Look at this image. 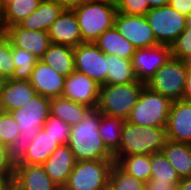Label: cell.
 Masks as SVG:
<instances>
[{
	"label": "cell",
	"instance_id": "1",
	"mask_svg": "<svg viewBox=\"0 0 191 190\" xmlns=\"http://www.w3.org/2000/svg\"><path fill=\"white\" fill-rule=\"evenodd\" d=\"M101 112L90 109L84 118L71 127L67 144L77 161L114 160V155L104 145L98 128Z\"/></svg>",
	"mask_w": 191,
	"mask_h": 190
},
{
	"label": "cell",
	"instance_id": "2",
	"mask_svg": "<svg viewBox=\"0 0 191 190\" xmlns=\"http://www.w3.org/2000/svg\"><path fill=\"white\" fill-rule=\"evenodd\" d=\"M166 141V127L139 126L125 121L119 149L113 154L114 162L123 156L160 152Z\"/></svg>",
	"mask_w": 191,
	"mask_h": 190
},
{
	"label": "cell",
	"instance_id": "3",
	"mask_svg": "<svg viewBox=\"0 0 191 190\" xmlns=\"http://www.w3.org/2000/svg\"><path fill=\"white\" fill-rule=\"evenodd\" d=\"M144 86L143 82L100 85L97 109L102 114L126 121Z\"/></svg>",
	"mask_w": 191,
	"mask_h": 190
},
{
	"label": "cell",
	"instance_id": "4",
	"mask_svg": "<svg viewBox=\"0 0 191 190\" xmlns=\"http://www.w3.org/2000/svg\"><path fill=\"white\" fill-rule=\"evenodd\" d=\"M83 42L94 43L106 30L114 26L116 4L89 1L74 9Z\"/></svg>",
	"mask_w": 191,
	"mask_h": 190
},
{
	"label": "cell",
	"instance_id": "5",
	"mask_svg": "<svg viewBox=\"0 0 191 190\" xmlns=\"http://www.w3.org/2000/svg\"><path fill=\"white\" fill-rule=\"evenodd\" d=\"M172 101L144 86L127 122L139 126L166 127Z\"/></svg>",
	"mask_w": 191,
	"mask_h": 190
},
{
	"label": "cell",
	"instance_id": "6",
	"mask_svg": "<svg viewBox=\"0 0 191 190\" xmlns=\"http://www.w3.org/2000/svg\"><path fill=\"white\" fill-rule=\"evenodd\" d=\"M114 160L77 161L61 190H108Z\"/></svg>",
	"mask_w": 191,
	"mask_h": 190
},
{
	"label": "cell",
	"instance_id": "7",
	"mask_svg": "<svg viewBox=\"0 0 191 190\" xmlns=\"http://www.w3.org/2000/svg\"><path fill=\"white\" fill-rule=\"evenodd\" d=\"M188 66L185 61L171 57L145 83L150 90L169 98L172 102L182 100L186 86Z\"/></svg>",
	"mask_w": 191,
	"mask_h": 190
},
{
	"label": "cell",
	"instance_id": "8",
	"mask_svg": "<svg viewBox=\"0 0 191 190\" xmlns=\"http://www.w3.org/2000/svg\"><path fill=\"white\" fill-rule=\"evenodd\" d=\"M156 41L161 45L171 46L186 29L187 18L171 6L151 8L145 14Z\"/></svg>",
	"mask_w": 191,
	"mask_h": 190
},
{
	"label": "cell",
	"instance_id": "9",
	"mask_svg": "<svg viewBox=\"0 0 191 190\" xmlns=\"http://www.w3.org/2000/svg\"><path fill=\"white\" fill-rule=\"evenodd\" d=\"M10 113L17 122L19 134L34 138L50 115V98L37 93L22 108L12 110Z\"/></svg>",
	"mask_w": 191,
	"mask_h": 190
},
{
	"label": "cell",
	"instance_id": "10",
	"mask_svg": "<svg viewBox=\"0 0 191 190\" xmlns=\"http://www.w3.org/2000/svg\"><path fill=\"white\" fill-rule=\"evenodd\" d=\"M75 71L87 75L99 85L106 84L107 54L95 43L83 42L74 47Z\"/></svg>",
	"mask_w": 191,
	"mask_h": 190
},
{
	"label": "cell",
	"instance_id": "11",
	"mask_svg": "<svg viewBox=\"0 0 191 190\" xmlns=\"http://www.w3.org/2000/svg\"><path fill=\"white\" fill-rule=\"evenodd\" d=\"M114 27L136 49L158 45L145 15H127L117 12Z\"/></svg>",
	"mask_w": 191,
	"mask_h": 190
},
{
	"label": "cell",
	"instance_id": "12",
	"mask_svg": "<svg viewBox=\"0 0 191 190\" xmlns=\"http://www.w3.org/2000/svg\"><path fill=\"white\" fill-rule=\"evenodd\" d=\"M171 57L168 45L136 49L131 61L138 81L146 83Z\"/></svg>",
	"mask_w": 191,
	"mask_h": 190
},
{
	"label": "cell",
	"instance_id": "13",
	"mask_svg": "<svg viewBox=\"0 0 191 190\" xmlns=\"http://www.w3.org/2000/svg\"><path fill=\"white\" fill-rule=\"evenodd\" d=\"M100 85L87 75L74 71L65 79L62 96L90 109H96Z\"/></svg>",
	"mask_w": 191,
	"mask_h": 190
},
{
	"label": "cell",
	"instance_id": "14",
	"mask_svg": "<svg viewBox=\"0 0 191 190\" xmlns=\"http://www.w3.org/2000/svg\"><path fill=\"white\" fill-rule=\"evenodd\" d=\"M12 47H18L35 55L39 60L51 44L48 31L27 30L13 25L3 30Z\"/></svg>",
	"mask_w": 191,
	"mask_h": 190
},
{
	"label": "cell",
	"instance_id": "15",
	"mask_svg": "<svg viewBox=\"0 0 191 190\" xmlns=\"http://www.w3.org/2000/svg\"><path fill=\"white\" fill-rule=\"evenodd\" d=\"M167 140L191 144V103L173 101L166 124Z\"/></svg>",
	"mask_w": 191,
	"mask_h": 190
},
{
	"label": "cell",
	"instance_id": "16",
	"mask_svg": "<svg viewBox=\"0 0 191 190\" xmlns=\"http://www.w3.org/2000/svg\"><path fill=\"white\" fill-rule=\"evenodd\" d=\"M65 79V76L38 60L30 75L29 82L36 90V93L51 99L62 96Z\"/></svg>",
	"mask_w": 191,
	"mask_h": 190
},
{
	"label": "cell",
	"instance_id": "17",
	"mask_svg": "<svg viewBox=\"0 0 191 190\" xmlns=\"http://www.w3.org/2000/svg\"><path fill=\"white\" fill-rule=\"evenodd\" d=\"M76 158L68 144L58 146L42 164L47 175L59 187L63 188L76 165Z\"/></svg>",
	"mask_w": 191,
	"mask_h": 190
},
{
	"label": "cell",
	"instance_id": "18",
	"mask_svg": "<svg viewBox=\"0 0 191 190\" xmlns=\"http://www.w3.org/2000/svg\"><path fill=\"white\" fill-rule=\"evenodd\" d=\"M53 44L76 47L83 43L74 10H63L48 30Z\"/></svg>",
	"mask_w": 191,
	"mask_h": 190
},
{
	"label": "cell",
	"instance_id": "19",
	"mask_svg": "<svg viewBox=\"0 0 191 190\" xmlns=\"http://www.w3.org/2000/svg\"><path fill=\"white\" fill-rule=\"evenodd\" d=\"M36 94L29 80L4 79L0 90V111L20 109Z\"/></svg>",
	"mask_w": 191,
	"mask_h": 190
},
{
	"label": "cell",
	"instance_id": "20",
	"mask_svg": "<svg viewBox=\"0 0 191 190\" xmlns=\"http://www.w3.org/2000/svg\"><path fill=\"white\" fill-rule=\"evenodd\" d=\"M12 182L21 190H61L47 175L42 165L16 166Z\"/></svg>",
	"mask_w": 191,
	"mask_h": 190
},
{
	"label": "cell",
	"instance_id": "21",
	"mask_svg": "<svg viewBox=\"0 0 191 190\" xmlns=\"http://www.w3.org/2000/svg\"><path fill=\"white\" fill-rule=\"evenodd\" d=\"M63 10L56 0H42L38 8L17 25L27 30L48 31Z\"/></svg>",
	"mask_w": 191,
	"mask_h": 190
},
{
	"label": "cell",
	"instance_id": "22",
	"mask_svg": "<svg viewBox=\"0 0 191 190\" xmlns=\"http://www.w3.org/2000/svg\"><path fill=\"white\" fill-rule=\"evenodd\" d=\"M107 55H117L131 60L136 48L113 26L103 32L94 42Z\"/></svg>",
	"mask_w": 191,
	"mask_h": 190
},
{
	"label": "cell",
	"instance_id": "23",
	"mask_svg": "<svg viewBox=\"0 0 191 190\" xmlns=\"http://www.w3.org/2000/svg\"><path fill=\"white\" fill-rule=\"evenodd\" d=\"M40 60L65 77L75 71L74 48L66 45L51 43Z\"/></svg>",
	"mask_w": 191,
	"mask_h": 190
},
{
	"label": "cell",
	"instance_id": "24",
	"mask_svg": "<svg viewBox=\"0 0 191 190\" xmlns=\"http://www.w3.org/2000/svg\"><path fill=\"white\" fill-rule=\"evenodd\" d=\"M61 144L49 132L41 128L32 140L24 157V164L42 165Z\"/></svg>",
	"mask_w": 191,
	"mask_h": 190
},
{
	"label": "cell",
	"instance_id": "25",
	"mask_svg": "<svg viewBox=\"0 0 191 190\" xmlns=\"http://www.w3.org/2000/svg\"><path fill=\"white\" fill-rule=\"evenodd\" d=\"M162 153L176 169L180 179L191 177V144L167 140Z\"/></svg>",
	"mask_w": 191,
	"mask_h": 190
},
{
	"label": "cell",
	"instance_id": "26",
	"mask_svg": "<svg viewBox=\"0 0 191 190\" xmlns=\"http://www.w3.org/2000/svg\"><path fill=\"white\" fill-rule=\"evenodd\" d=\"M89 110V107L78 104L63 96L50 99V114L63 120L71 127L78 124Z\"/></svg>",
	"mask_w": 191,
	"mask_h": 190
},
{
	"label": "cell",
	"instance_id": "27",
	"mask_svg": "<svg viewBox=\"0 0 191 190\" xmlns=\"http://www.w3.org/2000/svg\"><path fill=\"white\" fill-rule=\"evenodd\" d=\"M138 81L132 61L117 55H107L106 84H128Z\"/></svg>",
	"mask_w": 191,
	"mask_h": 190
},
{
	"label": "cell",
	"instance_id": "28",
	"mask_svg": "<svg viewBox=\"0 0 191 190\" xmlns=\"http://www.w3.org/2000/svg\"><path fill=\"white\" fill-rule=\"evenodd\" d=\"M42 0H12L1 9V23L3 30L17 25L34 12Z\"/></svg>",
	"mask_w": 191,
	"mask_h": 190
},
{
	"label": "cell",
	"instance_id": "29",
	"mask_svg": "<svg viewBox=\"0 0 191 190\" xmlns=\"http://www.w3.org/2000/svg\"><path fill=\"white\" fill-rule=\"evenodd\" d=\"M124 122V119L101 113L98 131L104 145L112 154L119 149Z\"/></svg>",
	"mask_w": 191,
	"mask_h": 190
},
{
	"label": "cell",
	"instance_id": "30",
	"mask_svg": "<svg viewBox=\"0 0 191 190\" xmlns=\"http://www.w3.org/2000/svg\"><path fill=\"white\" fill-rule=\"evenodd\" d=\"M122 170L138 180L147 182L151 177V161L148 154H136L120 157L115 162Z\"/></svg>",
	"mask_w": 191,
	"mask_h": 190
},
{
	"label": "cell",
	"instance_id": "31",
	"mask_svg": "<svg viewBox=\"0 0 191 190\" xmlns=\"http://www.w3.org/2000/svg\"><path fill=\"white\" fill-rule=\"evenodd\" d=\"M151 177L148 181L180 182L176 169L171 165L162 151L150 155Z\"/></svg>",
	"mask_w": 191,
	"mask_h": 190
},
{
	"label": "cell",
	"instance_id": "32",
	"mask_svg": "<svg viewBox=\"0 0 191 190\" xmlns=\"http://www.w3.org/2000/svg\"><path fill=\"white\" fill-rule=\"evenodd\" d=\"M108 190H145V182L136 179L114 163L109 174Z\"/></svg>",
	"mask_w": 191,
	"mask_h": 190
},
{
	"label": "cell",
	"instance_id": "33",
	"mask_svg": "<svg viewBox=\"0 0 191 190\" xmlns=\"http://www.w3.org/2000/svg\"><path fill=\"white\" fill-rule=\"evenodd\" d=\"M15 70L11 78L16 80H29L30 75L39 60L35 55L18 47H12Z\"/></svg>",
	"mask_w": 191,
	"mask_h": 190
},
{
	"label": "cell",
	"instance_id": "34",
	"mask_svg": "<svg viewBox=\"0 0 191 190\" xmlns=\"http://www.w3.org/2000/svg\"><path fill=\"white\" fill-rule=\"evenodd\" d=\"M33 139L25 137V134H20L13 142L6 146L8 161L14 168L24 164L25 154Z\"/></svg>",
	"mask_w": 191,
	"mask_h": 190
},
{
	"label": "cell",
	"instance_id": "35",
	"mask_svg": "<svg viewBox=\"0 0 191 190\" xmlns=\"http://www.w3.org/2000/svg\"><path fill=\"white\" fill-rule=\"evenodd\" d=\"M15 68L12 46L9 39L2 32L0 33V77L3 79L11 78Z\"/></svg>",
	"mask_w": 191,
	"mask_h": 190
},
{
	"label": "cell",
	"instance_id": "36",
	"mask_svg": "<svg viewBox=\"0 0 191 190\" xmlns=\"http://www.w3.org/2000/svg\"><path fill=\"white\" fill-rule=\"evenodd\" d=\"M19 135L17 122L11 113L0 111V144L7 146Z\"/></svg>",
	"mask_w": 191,
	"mask_h": 190
},
{
	"label": "cell",
	"instance_id": "37",
	"mask_svg": "<svg viewBox=\"0 0 191 190\" xmlns=\"http://www.w3.org/2000/svg\"><path fill=\"white\" fill-rule=\"evenodd\" d=\"M43 129L49 132L61 145L67 144L71 126L54 115H49Z\"/></svg>",
	"mask_w": 191,
	"mask_h": 190
},
{
	"label": "cell",
	"instance_id": "38",
	"mask_svg": "<svg viewBox=\"0 0 191 190\" xmlns=\"http://www.w3.org/2000/svg\"><path fill=\"white\" fill-rule=\"evenodd\" d=\"M172 57L185 61L191 55V29H185L171 45Z\"/></svg>",
	"mask_w": 191,
	"mask_h": 190
},
{
	"label": "cell",
	"instance_id": "39",
	"mask_svg": "<svg viewBox=\"0 0 191 190\" xmlns=\"http://www.w3.org/2000/svg\"><path fill=\"white\" fill-rule=\"evenodd\" d=\"M117 12L127 15H145L150 9L145 0H117Z\"/></svg>",
	"mask_w": 191,
	"mask_h": 190
},
{
	"label": "cell",
	"instance_id": "40",
	"mask_svg": "<svg viewBox=\"0 0 191 190\" xmlns=\"http://www.w3.org/2000/svg\"><path fill=\"white\" fill-rule=\"evenodd\" d=\"M14 169L15 168L8 161L6 145L0 144V179L12 181Z\"/></svg>",
	"mask_w": 191,
	"mask_h": 190
},
{
	"label": "cell",
	"instance_id": "41",
	"mask_svg": "<svg viewBox=\"0 0 191 190\" xmlns=\"http://www.w3.org/2000/svg\"><path fill=\"white\" fill-rule=\"evenodd\" d=\"M179 182L147 181L145 190H177Z\"/></svg>",
	"mask_w": 191,
	"mask_h": 190
},
{
	"label": "cell",
	"instance_id": "42",
	"mask_svg": "<svg viewBox=\"0 0 191 190\" xmlns=\"http://www.w3.org/2000/svg\"><path fill=\"white\" fill-rule=\"evenodd\" d=\"M168 5L186 17L191 15V0H169Z\"/></svg>",
	"mask_w": 191,
	"mask_h": 190
},
{
	"label": "cell",
	"instance_id": "43",
	"mask_svg": "<svg viewBox=\"0 0 191 190\" xmlns=\"http://www.w3.org/2000/svg\"><path fill=\"white\" fill-rule=\"evenodd\" d=\"M64 10H74L89 0H56Z\"/></svg>",
	"mask_w": 191,
	"mask_h": 190
},
{
	"label": "cell",
	"instance_id": "44",
	"mask_svg": "<svg viewBox=\"0 0 191 190\" xmlns=\"http://www.w3.org/2000/svg\"><path fill=\"white\" fill-rule=\"evenodd\" d=\"M182 100L191 103V66H188L186 73V86Z\"/></svg>",
	"mask_w": 191,
	"mask_h": 190
},
{
	"label": "cell",
	"instance_id": "45",
	"mask_svg": "<svg viewBox=\"0 0 191 190\" xmlns=\"http://www.w3.org/2000/svg\"><path fill=\"white\" fill-rule=\"evenodd\" d=\"M177 190H191V177L182 178L178 183Z\"/></svg>",
	"mask_w": 191,
	"mask_h": 190
},
{
	"label": "cell",
	"instance_id": "46",
	"mask_svg": "<svg viewBox=\"0 0 191 190\" xmlns=\"http://www.w3.org/2000/svg\"><path fill=\"white\" fill-rule=\"evenodd\" d=\"M145 1H148L150 9L166 6L169 3V0H145Z\"/></svg>",
	"mask_w": 191,
	"mask_h": 190
},
{
	"label": "cell",
	"instance_id": "47",
	"mask_svg": "<svg viewBox=\"0 0 191 190\" xmlns=\"http://www.w3.org/2000/svg\"><path fill=\"white\" fill-rule=\"evenodd\" d=\"M0 190H21L18 186H16L12 181H5Z\"/></svg>",
	"mask_w": 191,
	"mask_h": 190
},
{
	"label": "cell",
	"instance_id": "48",
	"mask_svg": "<svg viewBox=\"0 0 191 190\" xmlns=\"http://www.w3.org/2000/svg\"><path fill=\"white\" fill-rule=\"evenodd\" d=\"M93 2H101V3H107V4H117V0H89Z\"/></svg>",
	"mask_w": 191,
	"mask_h": 190
},
{
	"label": "cell",
	"instance_id": "49",
	"mask_svg": "<svg viewBox=\"0 0 191 190\" xmlns=\"http://www.w3.org/2000/svg\"><path fill=\"white\" fill-rule=\"evenodd\" d=\"M10 1H12V0H0V7H1V9H2L8 2H10Z\"/></svg>",
	"mask_w": 191,
	"mask_h": 190
},
{
	"label": "cell",
	"instance_id": "50",
	"mask_svg": "<svg viewBox=\"0 0 191 190\" xmlns=\"http://www.w3.org/2000/svg\"><path fill=\"white\" fill-rule=\"evenodd\" d=\"M186 29H191V15L187 18V27Z\"/></svg>",
	"mask_w": 191,
	"mask_h": 190
},
{
	"label": "cell",
	"instance_id": "51",
	"mask_svg": "<svg viewBox=\"0 0 191 190\" xmlns=\"http://www.w3.org/2000/svg\"><path fill=\"white\" fill-rule=\"evenodd\" d=\"M187 66H191V55L185 60Z\"/></svg>",
	"mask_w": 191,
	"mask_h": 190
},
{
	"label": "cell",
	"instance_id": "52",
	"mask_svg": "<svg viewBox=\"0 0 191 190\" xmlns=\"http://www.w3.org/2000/svg\"><path fill=\"white\" fill-rule=\"evenodd\" d=\"M3 32L2 23H1V7H0V33Z\"/></svg>",
	"mask_w": 191,
	"mask_h": 190
},
{
	"label": "cell",
	"instance_id": "53",
	"mask_svg": "<svg viewBox=\"0 0 191 190\" xmlns=\"http://www.w3.org/2000/svg\"><path fill=\"white\" fill-rule=\"evenodd\" d=\"M3 81H4V79L2 77H0V90H1V86H2Z\"/></svg>",
	"mask_w": 191,
	"mask_h": 190
},
{
	"label": "cell",
	"instance_id": "54",
	"mask_svg": "<svg viewBox=\"0 0 191 190\" xmlns=\"http://www.w3.org/2000/svg\"><path fill=\"white\" fill-rule=\"evenodd\" d=\"M4 182H5L4 180L0 179V188H1V186H2V184H3Z\"/></svg>",
	"mask_w": 191,
	"mask_h": 190
}]
</instances>
